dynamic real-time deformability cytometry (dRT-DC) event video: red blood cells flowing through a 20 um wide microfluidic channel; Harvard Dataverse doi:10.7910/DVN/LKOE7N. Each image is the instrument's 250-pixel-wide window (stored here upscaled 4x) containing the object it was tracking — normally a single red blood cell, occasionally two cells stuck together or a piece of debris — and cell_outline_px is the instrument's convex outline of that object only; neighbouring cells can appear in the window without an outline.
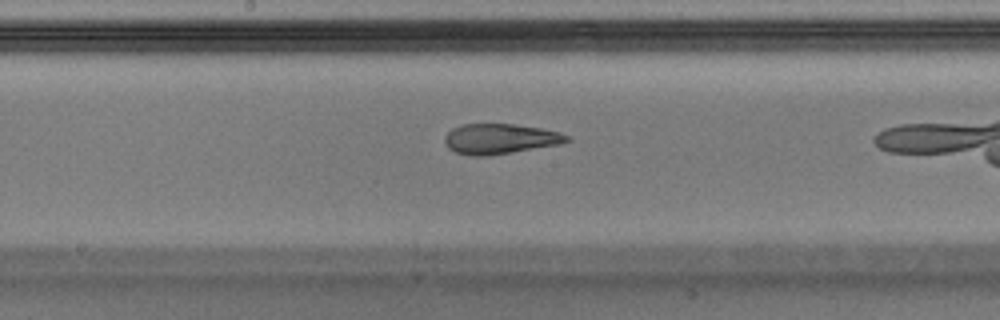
{"species": "Egyptian fruit bat (a non-hibernating species)", "species_latin": "Rousettus aegyptiacus", "temperature_condition": "warm", "stored_images_in_passage": 33, "camera_frame_rate_fps": 3000, "um_per_image_px": 0.085, "animal": {"sex": "male"}, "frame": {"image": 1, "passage_image": 19, "time_ms": 6.0, "image_size_px": [1000, 320], "cell_outline_px": [[572, 140], [560, 144], [488, 156], [472, 156], [456, 152], [448, 148], [444, 140], [444, 136], [452, 128], [460, 124], [516, 124], [540, 128], [560, 132], [568, 136]], "centroid_in_image_um": [42.49, 11.8], "position_along_channel_um": 205.7, "area_um2": 21.56}}